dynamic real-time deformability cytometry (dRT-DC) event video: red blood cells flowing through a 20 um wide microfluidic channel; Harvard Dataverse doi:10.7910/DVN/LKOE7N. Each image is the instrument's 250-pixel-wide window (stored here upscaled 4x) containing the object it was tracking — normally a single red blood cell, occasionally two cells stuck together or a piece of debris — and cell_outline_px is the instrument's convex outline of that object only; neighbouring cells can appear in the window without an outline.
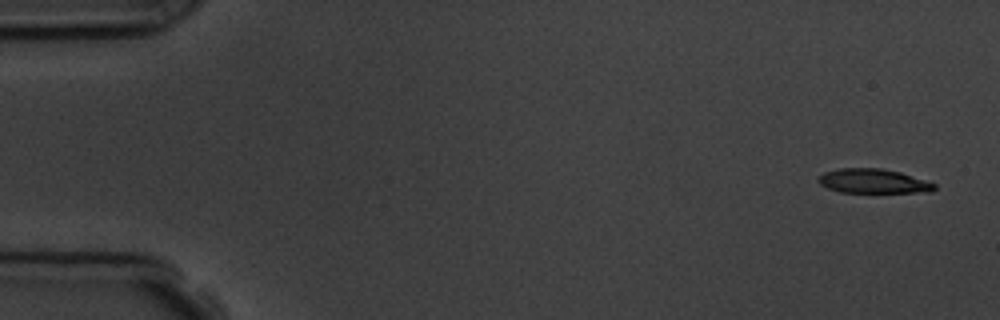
{"species": "common noctule bat (a hibernating species)", "species_latin": "Nyctalus noctula", "temperature_condition": "room temperature", "stored_images_in_passage": 5, "camera_frame_rate_fps": 3000, "um_per_image_px": 0.085, "animal": {"sex": "male", "body_mass_g": 19.5, "forearm_length_mm": 54.6}, "frame": {"image": 1, "passage_image": 1, "time_ms": 0.0, "image_size_px": [1000, 320], "cell_outline_px": [[936, 188], [932, 192], [840, 192], [828, 188], [820, 184], [816, 180], [824, 172], [840, 168], [880, 168], [900, 172], [936, 184]], "centroid_in_image_um": [74.21, 15.39], "position_along_channel_um": 10.8, "area_um2": 16.36}}
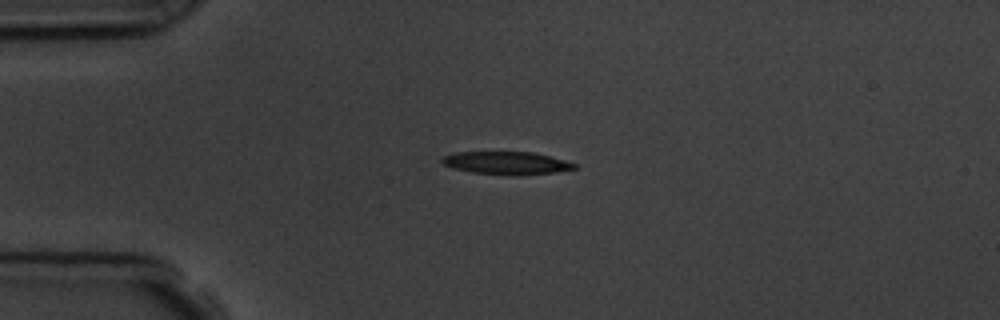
{"frame": {"image": 2, "passage_image": 4, "time_ms": 3.667, "image_size_px": [1000, 320], "cell_outline_px": [[576, 168], [556, 172], [516, 176], [508, 176], [472, 172], [452, 168], [444, 164], [440, 160], [444, 156], [452, 152], [532, 152], [564, 160], [576, 164]], "centroid_in_image_um": [43.02, 13.86], "position_along_channel_um": 42.0, "area_um2": 17.69}}